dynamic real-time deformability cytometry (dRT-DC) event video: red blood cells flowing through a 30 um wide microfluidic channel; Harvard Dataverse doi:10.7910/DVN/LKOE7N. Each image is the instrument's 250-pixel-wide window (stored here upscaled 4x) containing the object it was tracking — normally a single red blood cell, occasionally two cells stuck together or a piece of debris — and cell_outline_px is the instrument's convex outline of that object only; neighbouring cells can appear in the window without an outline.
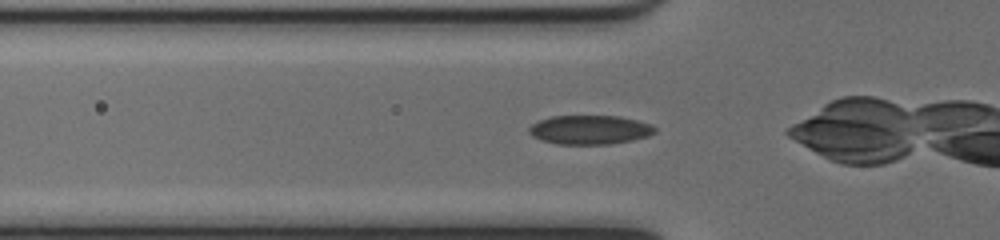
{"species": "common noctule bat (a hibernating species)", "species_latin": "Nyctalus noctula", "temperature_condition": "cold", "stored_images_in_passage": 36, "camera_frame_rate_fps": 3000, "um_per_image_px": 0.085, "animal": {"sex": "female", "body_mass_g": 17.0, "forearm_length_mm": 48.0}, "frame": {"image": 1, "passage_image": 8, "time_ms": 2.333, "image_size_px": [1000, 240], "cell_outline_px": [[656, 132], [648, 136], [632, 140], [608, 144], [556, 144], [532, 136], [528, 132], [528, 128], [532, 124], [540, 120], [552, 116], [620, 116], [652, 124], [656, 128]], "centroid_in_image_um": [50.15, 11.03], "position_along_channel_um": 75.7, "area_um2": 21.27}}
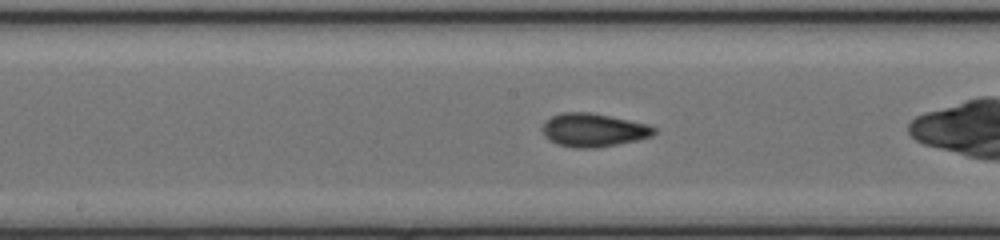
{"frame": {"image": 2, "passage_image": 17, "time_ms": 5.333, "image_size_px": [1000, 240], "cell_outline_px": [[660, 132], [652, 136], [636, 140], [596, 148], [576, 148], [556, 144], [548, 140], [544, 136], [540, 128], [544, 120], [560, 112], [588, 112], [648, 124], [656, 128]], "centroid_in_image_um": [50.4, 11.06], "position_along_channel_um": 197.8, "area_um2": 21.96}}
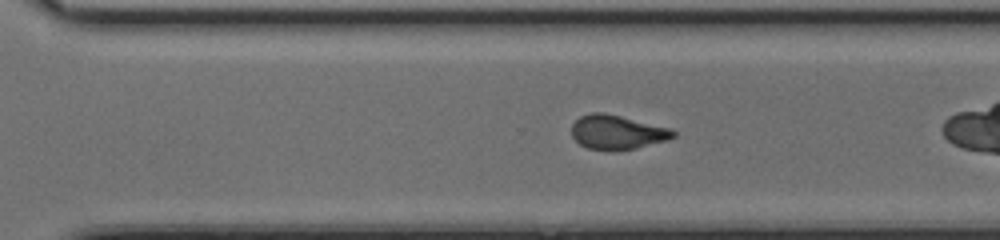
{"frame": {"image": 3, "passage_image": 26, "time_ms": 8.333, "image_size_px": [1000, 240], "cell_outline_px": [[676, 136], [668, 140], [636, 148], [616, 152], [588, 148], [580, 144], [572, 136], [572, 124], [580, 116], [592, 112], [604, 112], [672, 128], [676, 132]], "centroid_in_image_um": [52.48, 11.24], "position_along_channel_um": 318.1, "area_um2": 20.58}}